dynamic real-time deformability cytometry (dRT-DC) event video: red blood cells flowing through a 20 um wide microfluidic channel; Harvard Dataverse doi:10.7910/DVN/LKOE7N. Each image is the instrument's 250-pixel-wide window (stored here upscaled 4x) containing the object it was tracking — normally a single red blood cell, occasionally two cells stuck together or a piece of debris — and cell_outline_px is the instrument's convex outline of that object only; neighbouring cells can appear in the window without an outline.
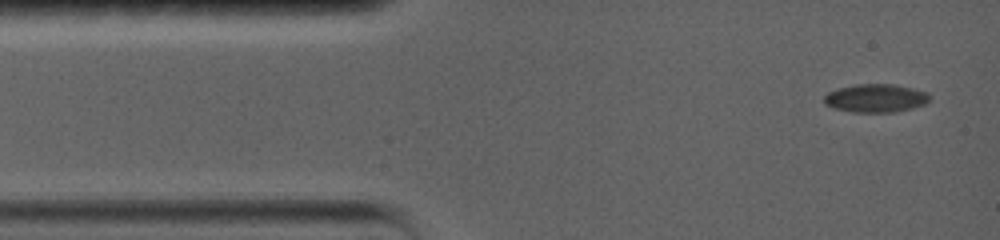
{"species": "common noctule bat (a hibernating species)", "species_latin": "Nyctalus noctula", "temperature_condition": "warm", "stored_images_in_passage": 48, "camera_frame_rate_fps": 5000, "um_per_image_px": 0.085, "animal": {"sex": "female", "body_mass_g": 19.0, "forearm_length_mm": 56.7}, "frame": {"image": 1, "passage_image": 1, "time_ms": 0.0, "image_size_px": [1000, 240], "cell_outline_px": [[932, 96], [924, 104], [912, 108], [896, 112], [852, 112], [832, 108], [824, 104], [824, 96], [828, 92], [836, 88], [852, 84], [892, 84], [912, 88], [928, 92]], "centroid_in_image_um": [74.4, 8.34], "position_along_channel_um": 10.6, "area_um2": 17.63}}
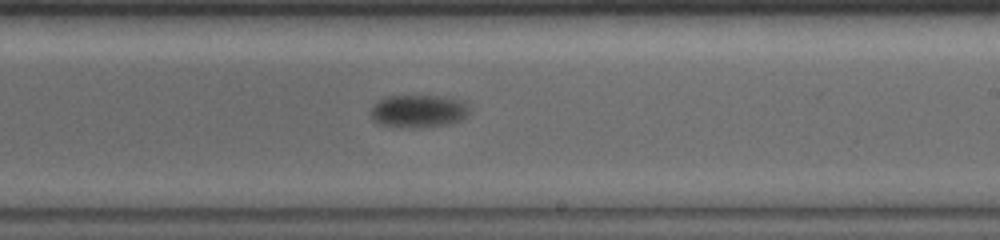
{"frame": {"image": 2, "passage_image": 21, "time_ms": 9.2, "image_size_px": [1000, 240], "cell_outline_px": [[468, 112], [460, 120], [448, 124], [416, 128], [392, 128], [376, 124], [372, 120], [372, 104], [388, 96], [440, 96], [464, 100], [468, 108]], "centroid_in_image_um": [35.51, 9.47], "position_along_channel_um": 253.5, "area_um2": 19.07}}
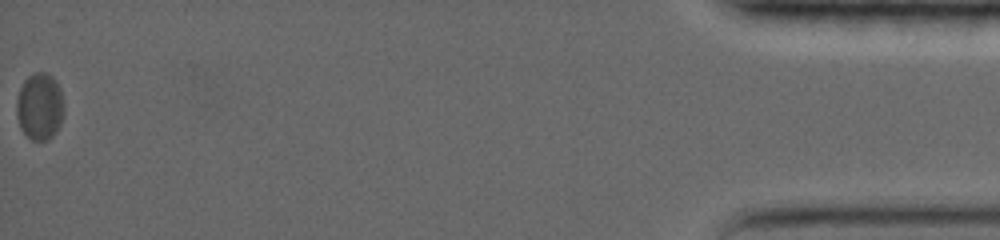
{"frame": {"image": 3, "passage_image": 48, "time_ms": 18.8, "image_size_px": [1000, 240], "cell_outline_px": [[64, 112], [60, 124], [56, 132], [48, 140], [32, 140], [20, 128], [16, 116], [16, 100], [20, 88], [24, 80], [32, 72], [44, 72], [52, 76], [56, 80], [60, 88], [64, 104]], "centroid_in_image_um": [3.38, 9.03], "position_along_channel_um": 431.8, "area_um2": 18.79}, "authors_computed_cell_mechanics": {"area_um2": 18.6694, "velocity_mm_per_s": 3.3626, "shape_relaxation_time_tau1_ms": 2.137, "shape_relaxation_time_tau2_ms": null, "deformation_change_tau1": 0.0612, "deformation_change_tau2": null}}